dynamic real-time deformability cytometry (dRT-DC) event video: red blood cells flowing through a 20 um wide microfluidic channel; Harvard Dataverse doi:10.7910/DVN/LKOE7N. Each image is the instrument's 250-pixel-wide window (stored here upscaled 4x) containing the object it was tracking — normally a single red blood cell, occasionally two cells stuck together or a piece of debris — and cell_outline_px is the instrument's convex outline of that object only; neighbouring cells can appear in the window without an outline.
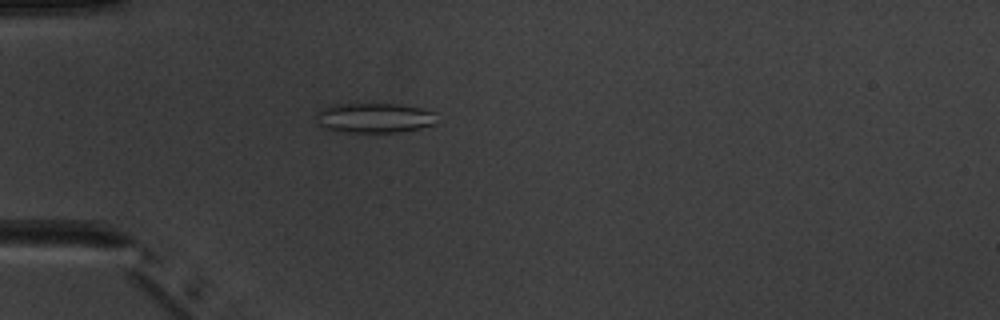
{"species": "common noctule bat (a hibernating species)", "species_latin": "Nyctalus noctula", "temperature_condition": "warm", "stored_images_in_passage": 3, "camera_frame_rate_fps": 3000, "um_per_image_px": 0.085, "animal": {"sex": "male", "body_mass_g": 20.1, "forearm_length_mm": 53.5}, "frame": {"image": 1, "passage_image": 3, "time_ms": 2.333, "image_size_px": [1000, 320], "cell_outline_px": [[436, 124], [420, 128], [400, 132], [336, 132], [324, 128], [316, 124], [316, 112], [324, 108], [336, 104], [400, 104], [420, 108], [436, 112]], "centroid_in_image_um": [31.8, 10.03], "position_along_channel_um": 53.2, "area_um2": 21.27}}